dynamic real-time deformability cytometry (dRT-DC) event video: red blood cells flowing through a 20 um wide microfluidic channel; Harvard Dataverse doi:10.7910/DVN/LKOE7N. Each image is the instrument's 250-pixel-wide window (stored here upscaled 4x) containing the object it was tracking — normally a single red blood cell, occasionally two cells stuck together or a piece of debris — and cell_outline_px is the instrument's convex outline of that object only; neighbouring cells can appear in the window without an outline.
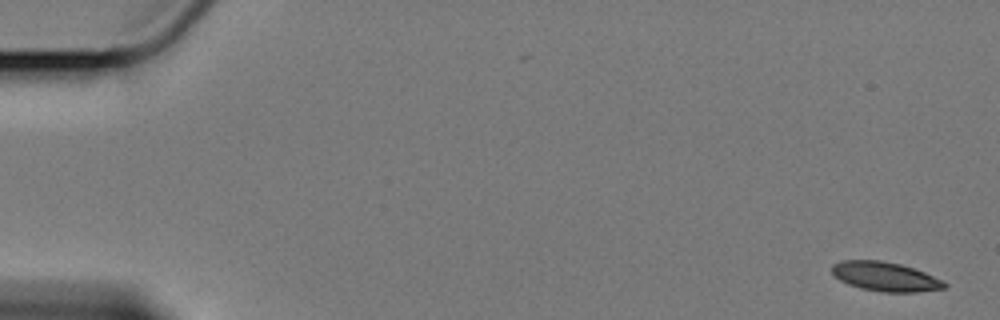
{"species": "Egyptian fruit bat (a non-hibernating species)", "species_latin": "Rousettus aegyptiacus", "temperature_condition": "cold", "stored_images_in_passage": 18, "camera_frame_rate_fps": 3000, "um_per_image_px": 0.085, "animal": {"sex": "female"}, "frame": {"image": 1, "passage_image": 1, "time_ms": 0.0, "image_size_px": [1000, 320], "cell_outline_px": [[948, 288], [916, 292], [880, 292], [860, 288], [848, 284], [840, 280], [832, 272], [832, 264], [840, 260], [880, 260], [900, 264], [924, 272], [944, 280], [948, 284]], "centroid_in_image_um": [75.27, 23.51], "position_along_channel_um": 9.7, "area_um2": 19.31}}